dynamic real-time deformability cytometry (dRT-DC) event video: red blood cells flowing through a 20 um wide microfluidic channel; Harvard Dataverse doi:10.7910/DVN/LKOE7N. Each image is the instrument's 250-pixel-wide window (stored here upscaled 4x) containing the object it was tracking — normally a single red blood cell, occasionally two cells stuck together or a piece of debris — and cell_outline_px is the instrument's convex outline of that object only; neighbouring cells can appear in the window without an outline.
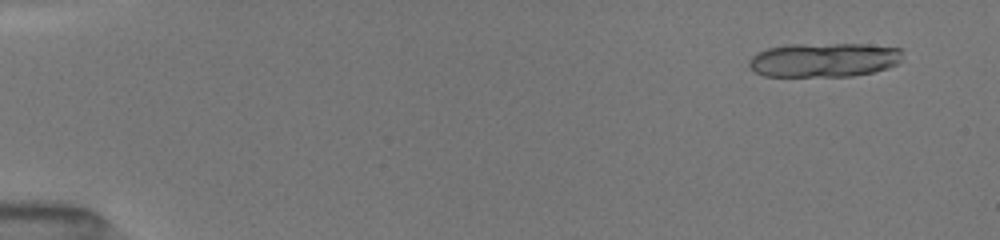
{"species": "common noctule bat (a hibernating species)", "species_latin": "Nyctalus noctula", "temperature_condition": "room temperature", "stored_images_in_passage": 14, "camera_frame_rate_fps": 3000, "um_per_image_px": 0.085, "animal": {"sex": "female", "body_mass_g": 19.5, "forearm_length_mm": 54.1}, "frame": {"image": 1, "passage_image": 3, "time_ms": 1.0, "image_size_px": [1000, 240], "cell_outline_px": [[904, 60], [888, 68], [872, 72], [852, 76], [764, 76], [756, 72], [748, 64], [748, 60], [752, 56], [768, 48], [788, 44], [864, 44], [900, 48]], "centroid_in_image_um": [70.07, 5.09], "position_along_channel_um": 14.9, "area_um2": 30.69}}
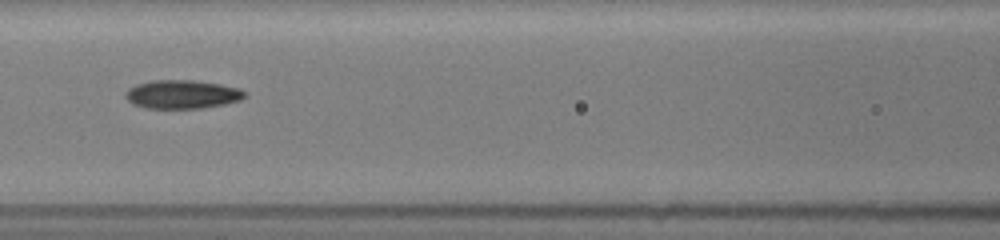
{"frame": {"image": 2, "passage_image": 13, "time_ms": 8.0, "image_size_px": [1000, 240], "cell_outline_px": [[248, 96], [240, 100], [224, 104], [204, 108], [144, 108], [132, 104], [124, 96], [124, 92], [128, 88], [136, 84], [152, 80], [192, 80], [220, 84], [240, 88]], "centroid_in_image_um": [15.46, 8.02], "position_along_channel_um": 151.1, "area_um2": 20.06}}